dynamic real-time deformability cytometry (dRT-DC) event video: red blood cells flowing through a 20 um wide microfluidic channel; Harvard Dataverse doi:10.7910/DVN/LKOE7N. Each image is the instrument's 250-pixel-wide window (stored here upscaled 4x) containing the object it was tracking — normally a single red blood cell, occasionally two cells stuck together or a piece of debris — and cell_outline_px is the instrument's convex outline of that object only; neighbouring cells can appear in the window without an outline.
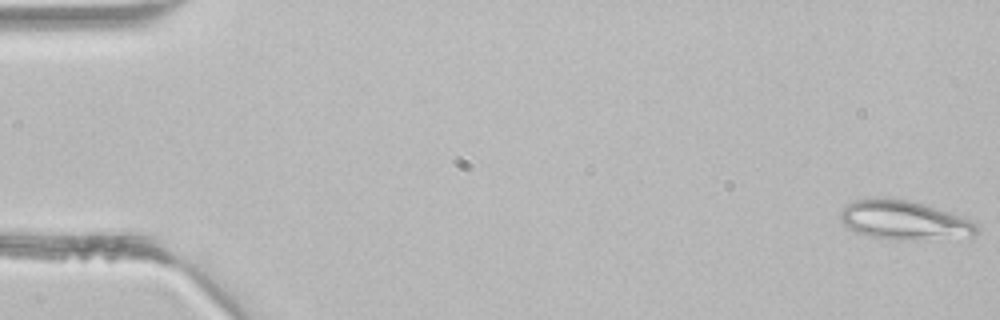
{"species": "common noctule bat (a hibernating species)", "species_latin": "Nyctalus noctula", "temperature_condition": "room temperature", "stored_images_in_passage": 44, "segment_of_instrument_passage": [1, 2], "camera_frame_rate_fps": 3000, "um_per_image_px": 0.085, "animal": {"sex": "male", "body_mass_g": 21.5, "forearm_length_mm": 52.0}, "frame": {"image": 1, "passage_image": 1, "time_ms": 0.0, "image_size_px": [1000, 320], "cell_outline_px": [[980, 232], [968, 240], [896, 240], [868, 236], [856, 232], [848, 228], [840, 220], [840, 212], [844, 204], [856, 200], [876, 196], [908, 200], [924, 204], [936, 208], [968, 220], [976, 224], [980, 228]], "centroid_in_image_um": [76.89, 18.75], "position_along_channel_um": 8.1, "area_um2": 32.02}}
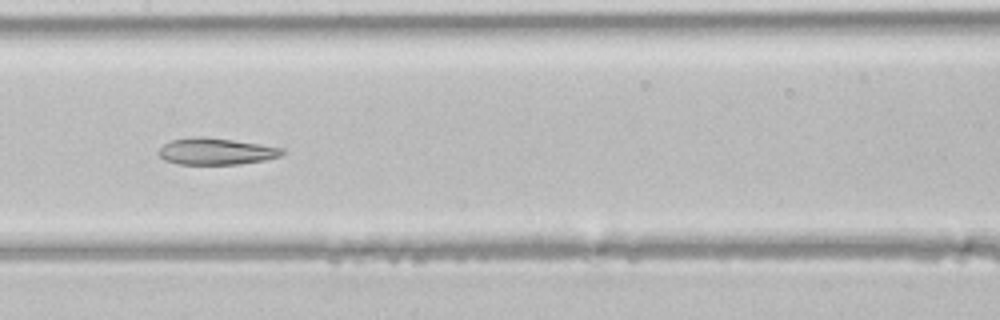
{"frame": {"image": 2, "passage_image": 22, "time_ms": 7.0, "image_size_px": [1000, 320], "cell_outline_px": [[288, 152], [280, 156], [264, 160], [240, 164], [180, 164], [164, 160], [156, 152], [164, 144], [172, 140], [196, 136], [200, 136], [232, 140], [260, 144], [284, 148]], "centroid_in_image_um": [18.38, 12.87], "position_along_channel_um": 189.0, "area_um2": 19.19}}
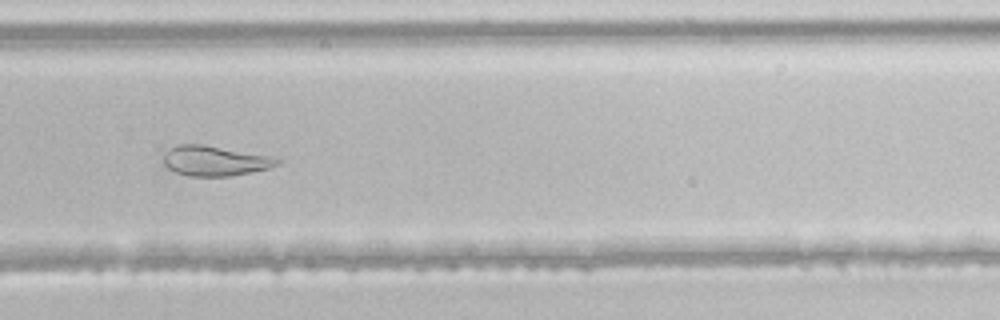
{"frame": {"image": 3, "passage_image": 30, "time_ms": 9.667, "image_size_px": [1000, 320], "cell_outline_px": [[280, 164], [268, 168], [228, 176], [188, 176], [176, 172], [168, 168], [164, 164], [164, 156], [172, 148], [180, 144], [200, 144], [272, 156], [280, 160]], "centroid_in_image_um": [18.27, 13.67], "position_along_channel_um": 311.5, "area_um2": 19.48}}